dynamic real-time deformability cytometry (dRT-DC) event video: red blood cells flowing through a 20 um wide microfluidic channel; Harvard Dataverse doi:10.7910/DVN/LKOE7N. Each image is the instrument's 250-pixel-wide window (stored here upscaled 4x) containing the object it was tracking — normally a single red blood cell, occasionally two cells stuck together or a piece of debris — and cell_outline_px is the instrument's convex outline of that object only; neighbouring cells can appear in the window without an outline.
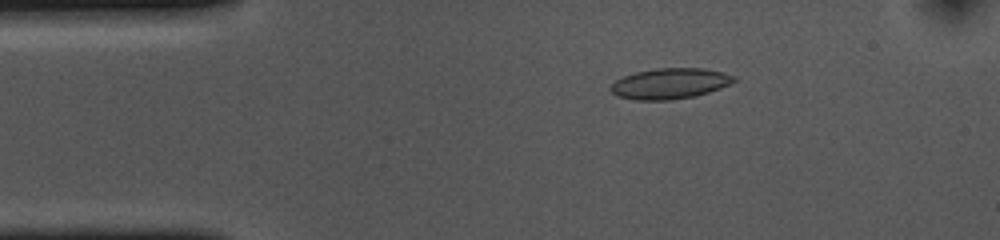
{"species": "common noctule bat (a hibernating species)", "species_latin": "Nyctalus noctula", "temperature_condition": "cold", "stored_images_in_passage": 53, "camera_frame_rate_fps": 3000, "um_per_image_px": 0.085, "animal": {"sex": "female", "body_mass_g": 10.0, "forearm_length_mm": 53.1}, "frame": {"image": 1, "passage_image": 8, "time_ms": 2.333, "image_size_px": [1000, 240], "cell_outline_px": [[736, 80], [720, 88], [696, 96], [668, 100], [636, 100], [616, 96], [608, 88], [616, 80], [624, 76], [636, 72], [656, 68], [704, 68], [736, 76]], "centroid_in_image_um": [56.91, 7.1], "position_along_channel_um": 28.1, "area_um2": 21.96}}
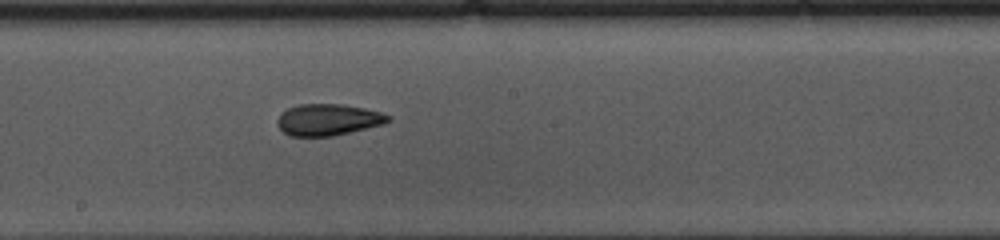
{"frame": {"image": 2, "passage_image": 27, "time_ms": 8.667, "image_size_px": [1000, 240], "cell_outline_px": [[392, 120], [384, 124], [332, 136], [288, 136], [276, 124], [276, 120], [288, 108], [300, 104], [344, 104], [364, 108], [380, 112], [392, 116]], "centroid_in_image_um": [27.91, 10.17], "position_along_channel_um": 220.3, "area_um2": 20.35}}
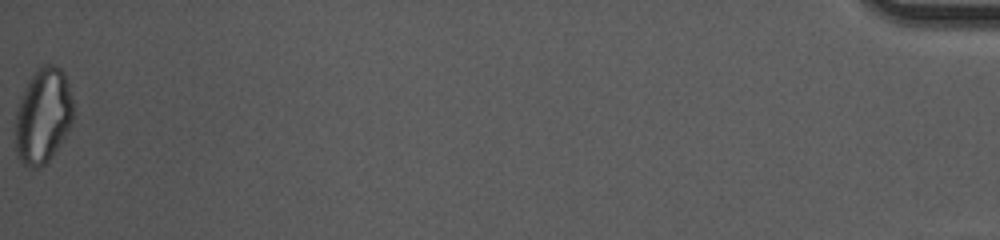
{"frame": {"image": 3, "passage_image": 53, "time_ms": 17.333, "image_size_px": [1000, 240], "cell_outline_px": [[72, 124], [48, 160], [44, 164], [36, 168], [32, 168], [24, 164], [16, 156], [16, 112], [20, 96], [28, 80], [44, 64], [52, 64], [60, 68], [64, 72], [68, 84], [72, 100]], "centroid_in_image_um": [3.64, 9.83], "position_along_channel_um": 431.6, "area_um2": 31.73}, "authors_computed_cell_mechanics": {"area_um2": 21.1548, "velocity_mm_per_s": 3.6668, "shape_relaxation_time_tau1_ms": null, "shape_relaxation_time_tau2_ms": 4.3807, "deformation_change_tau1": null, "deformation_change_tau2": 0.1003}}